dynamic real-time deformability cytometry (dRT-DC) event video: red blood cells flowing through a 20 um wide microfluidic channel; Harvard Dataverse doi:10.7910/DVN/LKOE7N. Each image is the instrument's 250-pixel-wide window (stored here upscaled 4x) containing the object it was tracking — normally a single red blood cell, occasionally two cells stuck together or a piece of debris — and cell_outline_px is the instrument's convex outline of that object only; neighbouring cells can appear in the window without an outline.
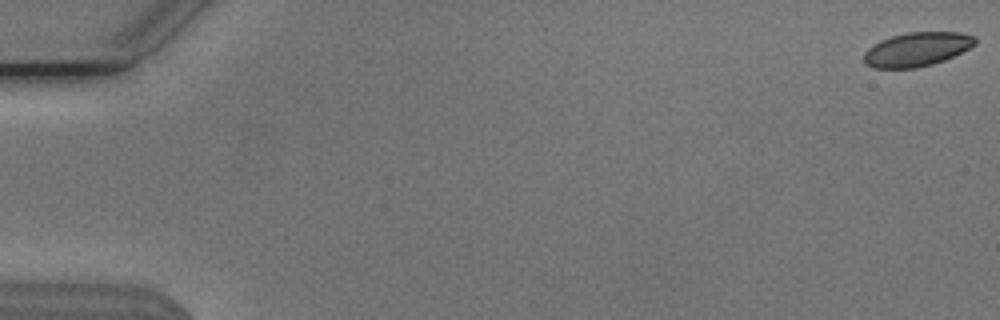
{"species": "Egyptian fruit bat (a non-hibernating species)", "species_latin": "Rousettus aegyptiacus", "temperature_condition": "cold", "stored_images_in_passage": 55, "camera_frame_rate_fps": 3000, "um_per_image_px": 0.085, "animal": {"sex": "male"}, "frame": {"image": 1, "passage_image": 1, "time_ms": 0.0, "image_size_px": [1000, 320], "cell_outline_px": [[976, 44], [944, 60], [932, 64], [916, 68], [872, 68], [864, 64], [864, 52], [868, 48], [880, 40], [892, 36], [908, 32], [960, 32], [976, 36]], "centroid_in_image_um": [77.91, 4.19], "position_along_channel_um": 7.1, "area_um2": 22.02}}
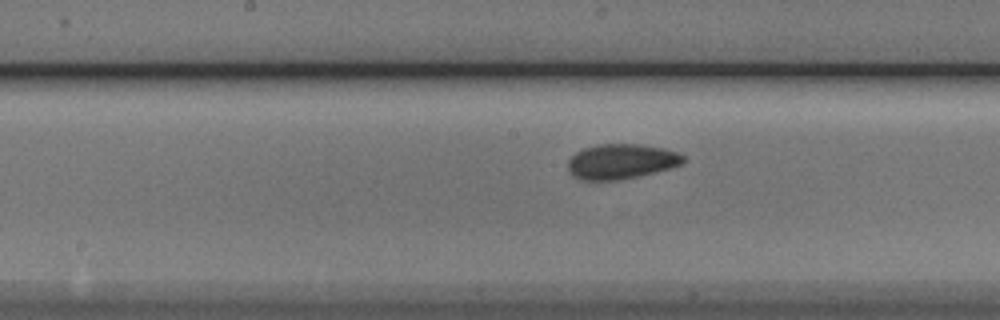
{"frame": {"image": 2, "passage_image": 29, "time_ms": 9.333, "image_size_px": [1000, 320], "cell_outline_px": [[684, 160], [680, 164], [668, 168], [636, 176], [616, 180], [580, 180], [572, 176], [568, 172], [568, 160], [576, 152], [584, 148], [600, 144], [640, 144], [664, 148], [676, 152], [684, 156]], "centroid_in_image_um": [52.74, 13.72], "position_along_channel_um": 195.5, "area_um2": 23.29}}
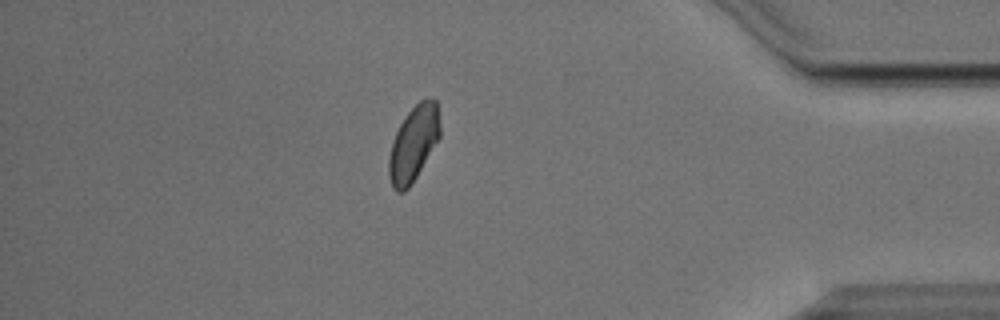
{"frame": {"image": 3, "passage_image": 48, "time_ms": 15.667, "image_size_px": [1000, 320], "cell_outline_px": [[440, 136], [416, 176], [408, 188], [404, 192], [396, 192], [392, 188], [388, 176], [388, 160], [392, 144], [396, 132], [400, 124], [408, 112], [424, 96], [436, 100], [440, 124]], "centroid_in_image_um": [35.14, 12.2], "position_along_channel_um": 400.1, "area_um2": 22.25}, "authors_computed_cell_mechanics": {"area_um2": 22.831, "velocity_mm_per_s": 3.7861, "shape_relaxation_time_tau1_ms": 4.2282, "shape_relaxation_time_tau2_ms": 2.0638, "deformation_change_tau1": 0.0959, "deformation_change_tau2": 0.0534}}